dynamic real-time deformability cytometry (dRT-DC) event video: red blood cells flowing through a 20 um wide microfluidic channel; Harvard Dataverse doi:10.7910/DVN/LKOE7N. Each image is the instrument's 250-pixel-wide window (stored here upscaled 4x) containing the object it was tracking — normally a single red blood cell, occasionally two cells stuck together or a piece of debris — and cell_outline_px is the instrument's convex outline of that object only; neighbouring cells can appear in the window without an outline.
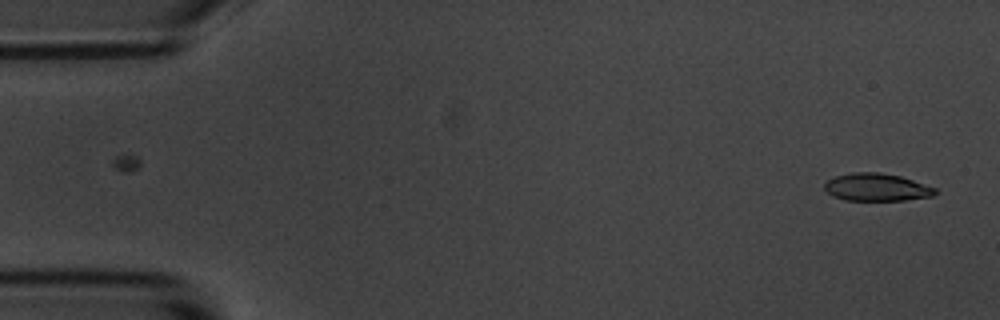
{"species": "common noctule bat (a hibernating species)", "species_latin": "Nyctalus noctula", "temperature_condition": "room temperature", "stored_images_in_passage": 3, "camera_frame_rate_fps": 3000, "um_per_image_px": 0.085, "animal": {"sex": "male", "body_mass_g": 20.1, "forearm_length_mm": 53.5}, "frame": {"image": 1, "passage_image": 3, "time_ms": 2.333, "image_size_px": [1000, 320], "cell_outline_px": [[936, 192], [932, 196], [904, 200], [844, 200], [832, 196], [824, 188], [824, 184], [828, 180], [836, 176], [852, 172], [880, 172], [900, 176], [936, 188]], "centroid_in_image_um": [74.49, 15.91], "position_along_channel_um": 10.5, "area_um2": 17.69}}